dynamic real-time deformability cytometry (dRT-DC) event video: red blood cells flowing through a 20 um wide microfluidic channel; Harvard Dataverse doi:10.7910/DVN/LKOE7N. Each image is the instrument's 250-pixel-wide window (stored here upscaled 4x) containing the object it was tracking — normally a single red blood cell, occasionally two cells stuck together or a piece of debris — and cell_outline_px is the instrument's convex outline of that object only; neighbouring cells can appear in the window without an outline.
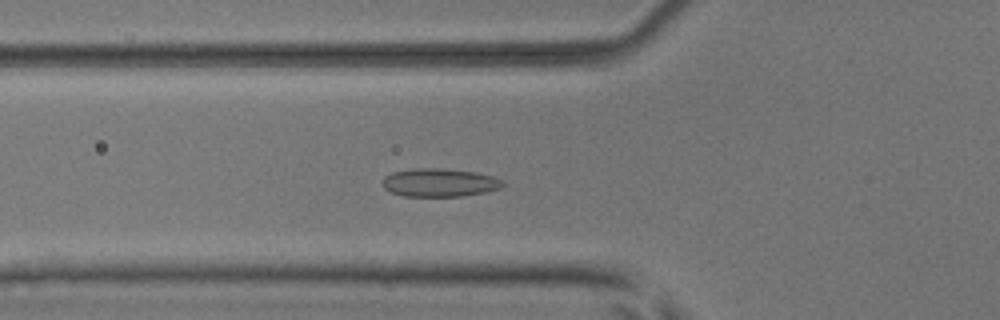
{"species": "common noctule bat (a hibernating species)", "species_latin": "Nyctalus noctula", "temperature_condition": "room temperature", "stored_images_in_passage": 53, "camera_frame_rate_fps": 3000, "um_per_image_px": 0.085, "animal": {"sex": "male", "body_mass_g": 17.9, "forearm_length_mm": 54.2}, "frame": {"image": 1, "passage_image": 19, "time_ms": 6.0, "image_size_px": [1000, 320], "cell_outline_px": [[504, 184], [500, 188], [484, 192], [464, 196], [404, 196], [392, 192], [384, 188], [384, 176], [392, 172], [412, 168], [444, 168], [476, 172], [492, 176], [504, 180]], "centroid_in_image_um": [37.37, 15.51], "position_along_channel_um": 88.4, "area_um2": 19.83}}
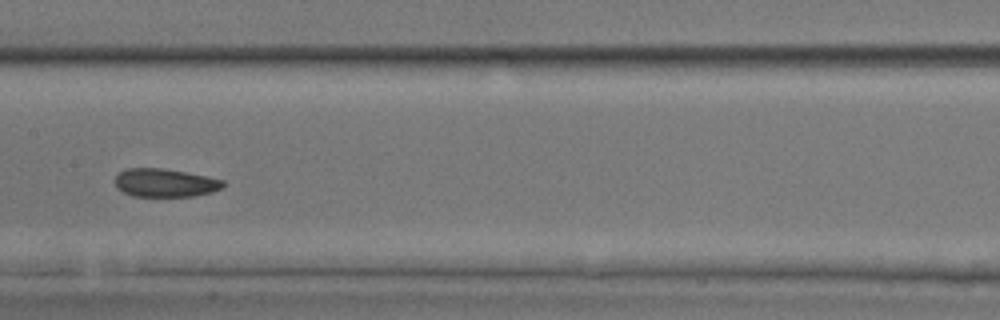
{"frame": {"image": 2, "passage_image": 27, "time_ms": 8.667, "image_size_px": [1000, 320], "cell_outline_px": [[224, 184], [220, 188], [212, 192], [196, 196], [132, 196], [116, 188], [116, 176], [120, 172], [128, 168], [160, 168], [184, 172], [224, 180]], "centroid_in_image_um": [14.01, 15.55], "position_along_channel_um": 193.4, "area_um2": 17.57}}
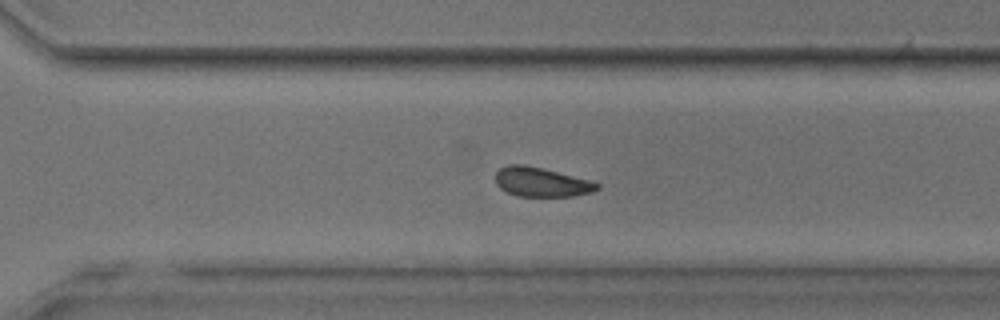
{"frame": {"image": 3, "passage_image": 37, "time_ms": 12.0, "image_size_px": [1000, 320], "cell_outline_px": [[600, 188], [592, 192], [572, 196], [516, 196], [500, 188], [496, 184], [496, 172], [500, 168], [508, 164], [524, 164], [592, 180], [600, 184]], "centroid_in_image_um": [46.03, 15.47], "position_along_channel_um": 324.6, "area_um2": 17.4}, "authors_computed_cell_mechanics": {"area_um2": 18.3226, "velocity_mm_per_s": 3.9355, "shape_relaxation_time_tau1_ms": 7.3323, "shape_relaxation_time_tau2_ms": 4.1428, "deformation_change_tau1": 0.0872, "deformation_change_tau2": 0.0887}}